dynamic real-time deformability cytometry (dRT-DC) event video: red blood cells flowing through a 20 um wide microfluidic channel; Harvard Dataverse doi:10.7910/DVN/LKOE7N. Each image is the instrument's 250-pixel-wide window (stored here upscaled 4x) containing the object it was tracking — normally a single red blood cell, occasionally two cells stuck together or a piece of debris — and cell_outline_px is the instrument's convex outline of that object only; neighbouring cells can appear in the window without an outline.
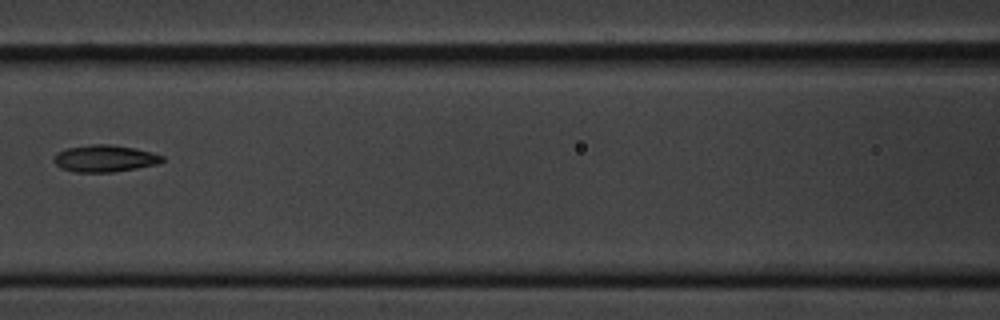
{"species": "common noctule bat (a hibernating species)", "species_latin": "Nyctalus noctula", "temperature_condition": "cold", "stored_images_in_passage": 8, "camera_frame_rate_fps": 3000, "um_per_image_px": 0.085, "animal": {"sex": "male", "body_mass_g": 20.1, "forearm_length_mm": 53.5}, "frame": {"image": 1, "passage_image": 8, "time_ms": 9.0, "image_size_px": [1000, 320], "cell_outline_px": [[164, 160], [156, 164], [136, 168], [112, 172], [76, 172], [60, 168], [52, 160], [56, 152], [68, 148], [92, 144], [112, 144], [136, 148], [152, 152], [164, 156]], "centroid_in_image_um": [8.89, 13.46], "position_along_channel_um": 157.7, "area_um2": 17.05}}